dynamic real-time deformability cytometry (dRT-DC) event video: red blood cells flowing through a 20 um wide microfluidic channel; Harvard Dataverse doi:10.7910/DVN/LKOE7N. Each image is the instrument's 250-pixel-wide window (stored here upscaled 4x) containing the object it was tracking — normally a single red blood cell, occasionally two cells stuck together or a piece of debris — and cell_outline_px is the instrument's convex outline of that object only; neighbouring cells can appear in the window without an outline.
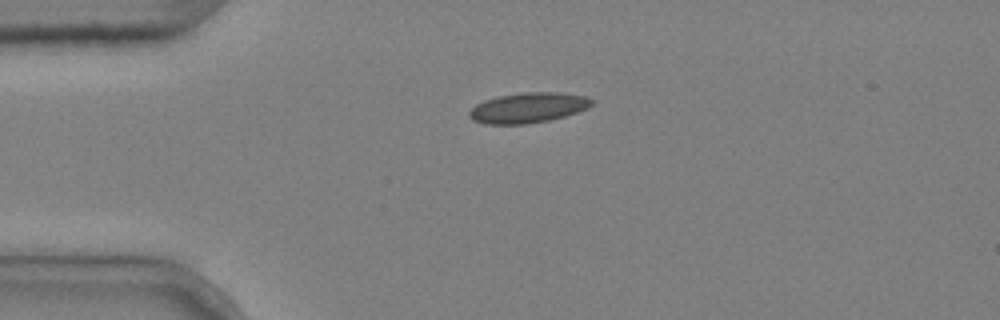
{"species": "common noctule bat (a hibernating species)", "species_latin": "Nyctalus noctula", "temperature_condition": "cold", "stored_images_in_passage": 3, "camera_frame_rate_fps": 3000, "um_per_image_px": 0.085, "animal": {"sex": "male", "body_mass_g": 20.4}, "frame": {"image": 1, "passage_image": 1, "time_ms": 0.0, "image_size_px": [1000, 320], "cell_outline_px": [[596, 100], [588, 108], [564, 116], [548, 120], [528, 124], [484, 124], [472, 120], [468, 116], [468, 112], [476, 104], [484, 100], [500, 96], [524, 92], [556, 92], [584, 96]], "centroid_in_image_um": [44.87, 9.16], "position_along_channel_um": 40.1, "area_um2": 21.56}}